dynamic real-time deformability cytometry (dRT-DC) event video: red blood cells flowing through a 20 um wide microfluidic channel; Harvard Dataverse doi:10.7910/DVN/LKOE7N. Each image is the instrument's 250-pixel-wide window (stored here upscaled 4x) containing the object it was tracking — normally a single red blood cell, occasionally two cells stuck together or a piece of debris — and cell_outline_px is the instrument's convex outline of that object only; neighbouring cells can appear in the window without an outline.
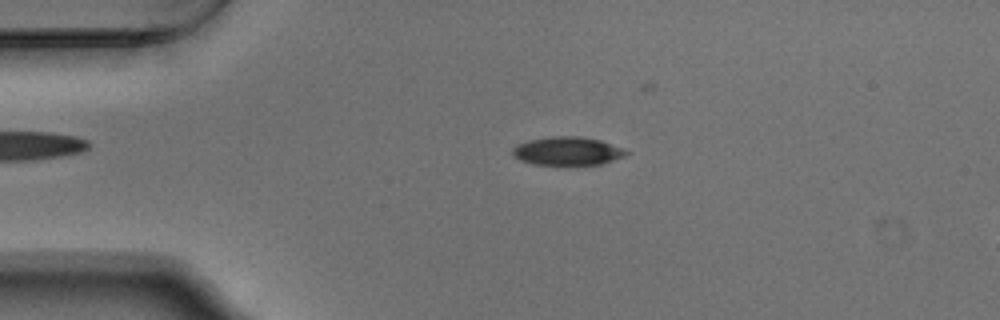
{"species": "Egyptian fruit bat (a non-hibernating species)", "species_latin": "Rousettus aegyptiacus", "temperature_condition": "warm", "stored_images_in_passage": 43, "camera_frame_rate_fps": 3000, "um_per_image_px": 0.085, "animal": {"sex": "male"}, "frame": {"image": 1, "passage_image": 11, "time_ms": 3.333, "image_size_px": [1000, 320], "cell_outline_px": [[628, 152], [624, 156], [600, 164], [568, 168], [564, 168], [532, 164], [520, 160], [512, 156], [512, 148], [516, 144], [528, 140], [552, 136], [580, 136], [600, 140], [624, 148]], "centroid_in_image_um": [48.18, 12.89], "position_along_channel_um": 36.8, "area_um2": 19.77}}
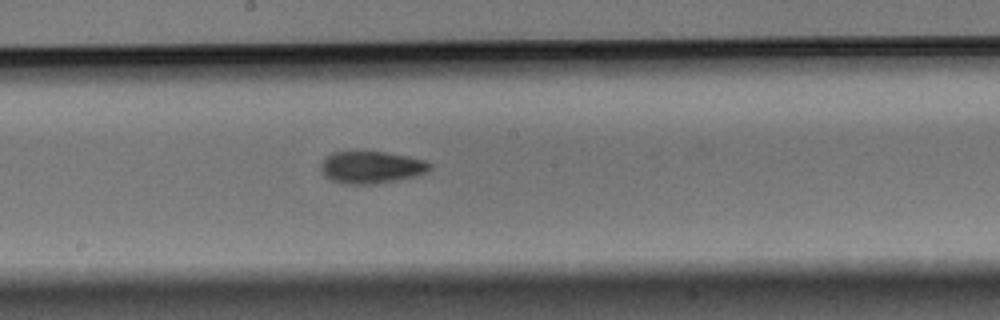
{"frame": {"image": 2, "passage_image": 28, "time_ms": 9.0, "image_size_px": [1000, 320], "cell_outline_px": [[432, 168], [428, 172], [396, 180], [372, 184], [344, 184], [332, 180], [324, 176], [320, 172], [320, 164], [332, 152], [384, 152], [408, 156], [424, 160], [432, 164]], "centroid_in_image_um": [31.55, 14.22], "position_along_channel_um": 216.6, "area_um2": 20.35}}
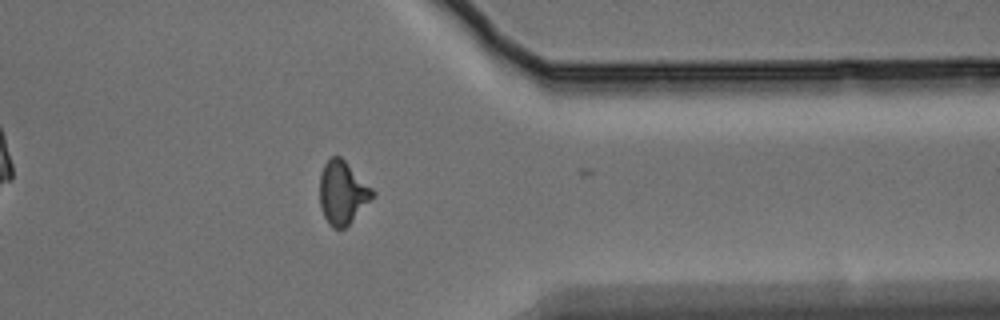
{"frame": {"image": 3, "passage_image": 42, "time_ms": 13.667, "image_size_px": [1000, 320], "cell_outline_px": [[376, 196], [344, 228], [332, 228], [328, 224], [320, 208], [320, 172], [324, 164], [332, 156], [340, 156], [376, 192]], "centroid_in_image_um": [29.11, 16.38], "position_along_channel_um": 382.3, "area_um2": 19.42}, "authors_computed_cell_mechanics": {"area_um2": 19.7676, "velocity_mm_per_s": 3.7551, "shape_relaxation_time_tau1_ms": 3.8191, "shape_relaxation_time_tau2_ms": 2.7248, "deformation_change_tau1": 0.1313, "deformation_change_tau2": 0.0908}}